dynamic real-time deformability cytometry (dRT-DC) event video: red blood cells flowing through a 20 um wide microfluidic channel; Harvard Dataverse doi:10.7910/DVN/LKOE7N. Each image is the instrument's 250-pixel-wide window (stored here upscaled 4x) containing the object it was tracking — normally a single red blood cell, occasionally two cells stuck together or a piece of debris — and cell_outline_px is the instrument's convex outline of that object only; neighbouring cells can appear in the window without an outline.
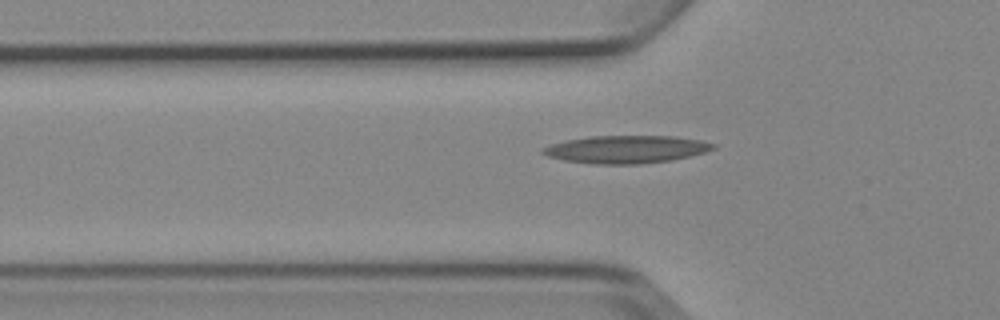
{"species": "Egyptian fruit bat (a non-hibernating species)", "species_latin": "Rousettus aegyptiacus", "temperature_condition": "cold", "stored_images_in_passage": 6, "segment_of_instrument_passage": [2, 2], "camera_frame_rate_fps": 3000, "um_per_image_px": 0.085, "animal": {"sex": "female"}, "frame": {"image": 1, "passage_image": 6, "time_ms": 6.0, "image_size_px": [1000, 320], "cell_outline_px": [[716, 148], [704, 152], [672, 160], [640, 164], [592, 164], [564, 160], [548, 156], [540, 152], [540, 148], [552, 144], [568, 140], [592, 136], [672, 136], [700, 140], [716, 144]], "centroid_in_image_um": [53.21, 12.7], "position_along_channel_um": 72.6, "area_um2": 27.4}}